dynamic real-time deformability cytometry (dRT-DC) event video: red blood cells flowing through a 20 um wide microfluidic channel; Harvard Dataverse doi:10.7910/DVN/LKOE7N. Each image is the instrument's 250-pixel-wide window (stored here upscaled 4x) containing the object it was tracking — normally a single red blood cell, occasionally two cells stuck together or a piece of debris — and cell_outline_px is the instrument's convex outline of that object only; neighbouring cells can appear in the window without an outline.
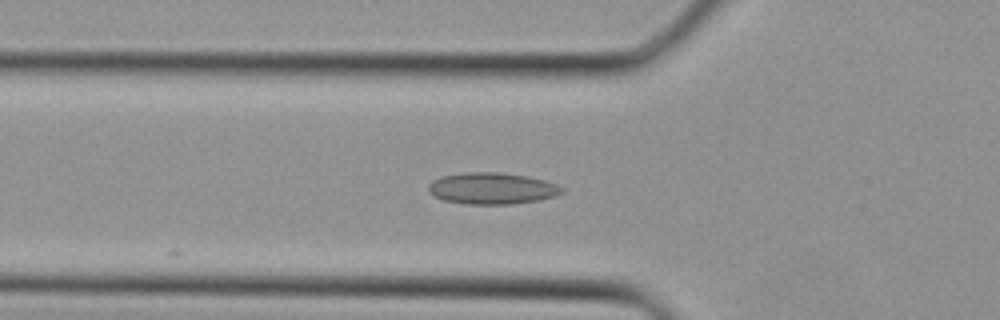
{"species": "Egyptian fruit bat (a non-hibernating species)", "species_latin": "Rousettus aegyptiacus", "temperature_condition": "cold", "stored_images_in_passage": 29, "camera_frame_rate_fps": 3000, "um_per_image_px": 0.085, "animal": {"sex": "female"}, "frame": {"image": 1, "passage_image": 10, "time_ms": 3.0, "image_size_px": [1000, 320], "cell_outline_px": [[564, 192], [540, 200], [512, 204], [464, 204], [444, 200], [428, 192], [428, 184], [432, 180], [444, 176], [464, 172], [496, 172], [528, 176], [544, 180], [556, 184], [564, 188]], "centroid_in_image_um": [41.82, 16.01], "position_along_channel_um": 84.0, "area_um2": 24.51}}
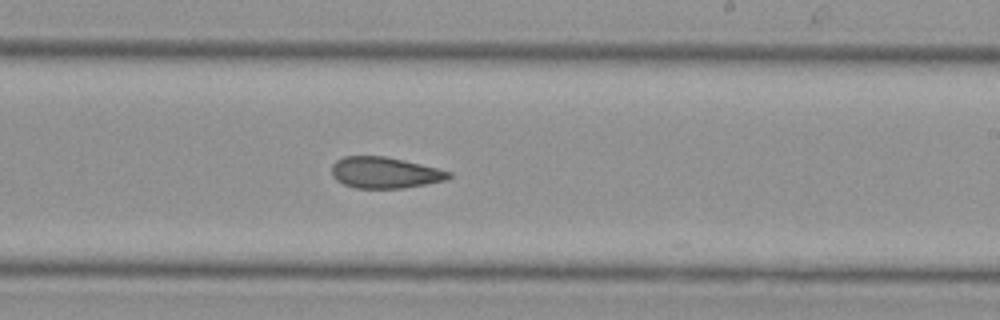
{"frame": {"image": 2, "passage_image": 19, "time_ms": 6.0, "image_size_px": [1000, 320], "cell_outline_px": [[452, 176], [448, 180], [404, 188], [356, 188], [344, 184], [336, 180], [332, 176], [332, 164], [336, 160], [344, 156], [384, 156], [404, 160], [452, 172]], "centroid_in_image_um": [32.71, 14.68], "position_along_channel_um": 256.3, "area_um2": 21.33}}
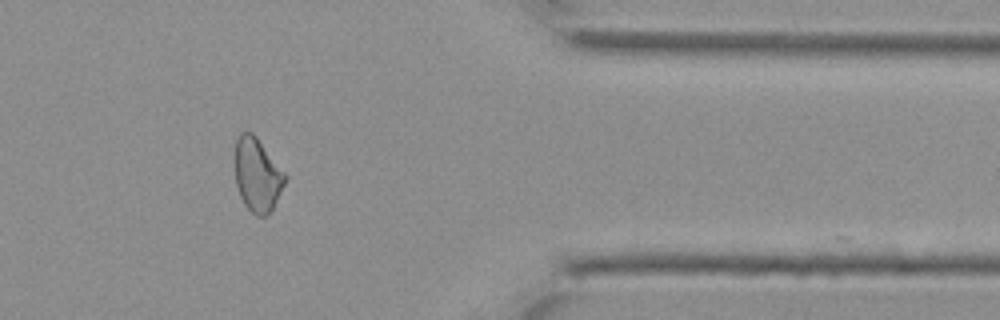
{"frame": {"image": 3, "passage_image": 27, "time_ms": 8.667, "image_size_px": [1000, 320], "cell_outline_px": [[288, 176], [268, 216], [256, 216], [244, 204], [240, 196], [236, 184], [236, 140], [240, 132], [252, 132], [256, 136]], "centroid_in_image_um": [21.88, 14.86], "position_along_channel_um": 389.5, "area_um2": 21.21}}